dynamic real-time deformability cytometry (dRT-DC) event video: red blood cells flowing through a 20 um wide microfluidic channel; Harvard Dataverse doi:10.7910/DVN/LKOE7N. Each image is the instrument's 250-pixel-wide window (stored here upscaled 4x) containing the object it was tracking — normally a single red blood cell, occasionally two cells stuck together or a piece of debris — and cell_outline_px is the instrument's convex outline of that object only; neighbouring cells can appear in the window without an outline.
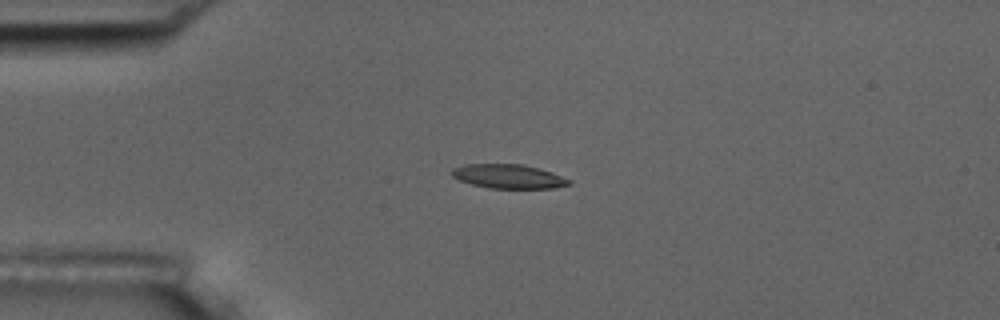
{"species": "common noctule bat (a hibernating species)", "species_latin": "Nyctalus noctula", "temperature_condition": "room temperature", "stored_images_in_passage": 2, "camera_frame_rate_fps": 3000, "um_per_image_px": 0.085, "animal": {"sex": "male", "body_mass_g": 17.5, "forearm_length_mm": 52.3}, "frame": {"image": 1, "passage_image": 1, "time_ms": 0.0, "image_size_px": [1000, 320], "cell_outline_px": [[572, 184], [552, 188], [488, 188], [472, 184], [460, 180], [452, 176], [448, 172], [452, 168], [464, 164], [524, 164], [540, 168], [552, 172], [572, 180]], "centroid_in_image_um": [43.21, 14.98], "position_along_channel_um": 41.8, "area_um2": 16.65}}